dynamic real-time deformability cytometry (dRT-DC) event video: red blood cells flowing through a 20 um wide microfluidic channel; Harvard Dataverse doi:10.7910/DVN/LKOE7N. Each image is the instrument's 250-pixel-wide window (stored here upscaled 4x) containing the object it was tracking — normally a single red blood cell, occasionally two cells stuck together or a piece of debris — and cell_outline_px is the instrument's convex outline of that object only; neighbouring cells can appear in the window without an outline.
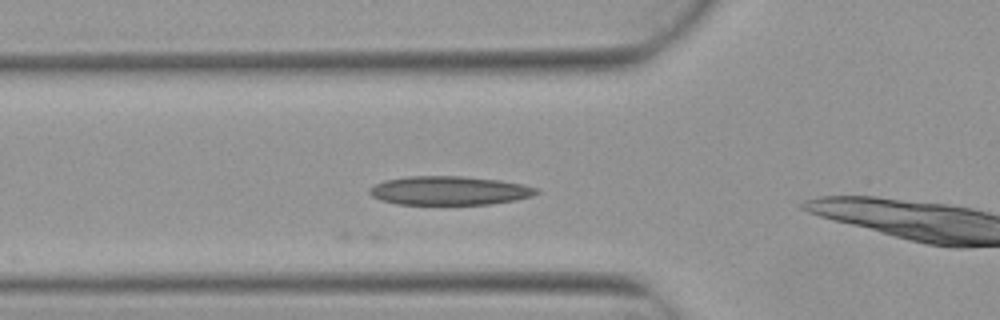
{"species": "Egyptian fruit bat (a non-hibernating species)", "species_latin": "Rousettus aegyptiacus", "temperature_condition": "warm", "stored_images_in_passage": 4, "camera_frame_rate_fps": 3000, "um_per_image_px": 0.085, "animal": {"sex": "female"}, "frame": {"image": 1, "passage_image": 3, "time_ms": 0.667, "image_size_px": [1000, 320], "cell_outline_px": [[540, 192], [532, 196], [516, 200], [488, 204], [396, 204], [380, 200], [372, 196], [368, 192], [368, 188], [384, 180], [408, 176], [464, 176], [500, 180], [524, 184], [536, 188]], "centroid_in_image_um": [38.18, 16.19], "position_along_channel_um": 87.6, "area_um2": 28.15}}